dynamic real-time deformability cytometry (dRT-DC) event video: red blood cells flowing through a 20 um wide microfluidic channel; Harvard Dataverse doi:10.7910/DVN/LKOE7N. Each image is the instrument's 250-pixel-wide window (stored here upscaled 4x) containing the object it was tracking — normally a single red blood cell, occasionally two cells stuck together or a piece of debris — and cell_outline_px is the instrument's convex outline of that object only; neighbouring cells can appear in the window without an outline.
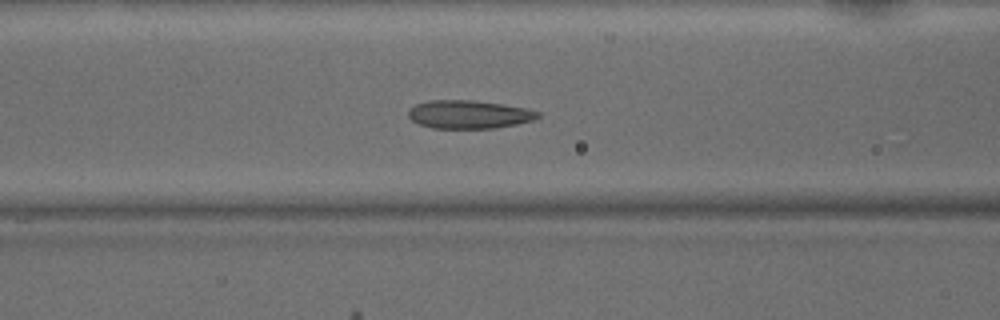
{"species": "common noctule bat (a hibernating species)", "species_latin": "Nyctalus noctula", "temperature_condition": "warm", "stored_images_in_passage": 39, "camera_frame_rate_fps": 3000, "um_per_image_px": 0.085, "animal": {"sex": "male", "body_mass_g": 15.6}, "frame": {"image": 1, "passage_image": 9, "time_ms": 2.667, "image_size_px": [1000, 320], "cell_outline_px": [[540, 116], [532, 120], [516, 124], [492, 128], [432, 128], [420, 124], [412, 120], [408, 116], [408, 108], [416, 104], [428, 100], [472, 100], [528, 108], [540, 112]], "centroid_in_image_um": [39.83, 9.72], "position_along_channel_um": 126.8, "area_um2": 21.27}}
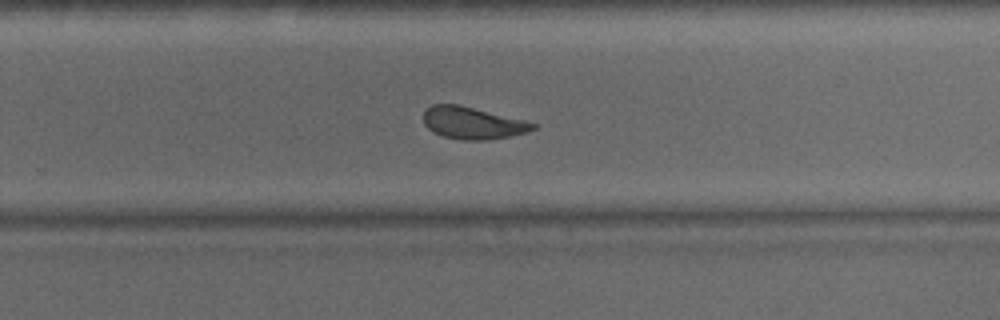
{"frame": {"image": 2, "passage_image": 21, "time_ms": 6.667, "image_size_px": [1000, 320], "cell_outline_px": [[536, 128], [528, 132], [508, 136], [484, 140], [460, 140], [444, 136], [432, 132], [424, 124], [424, 108], [432, 104], [460, 104], [524, 120], [536, 124]], "centroid_in_image_um": [40.13, 10.44], "position_along_channel_um": 289.7, "area_um2": 20.52}}
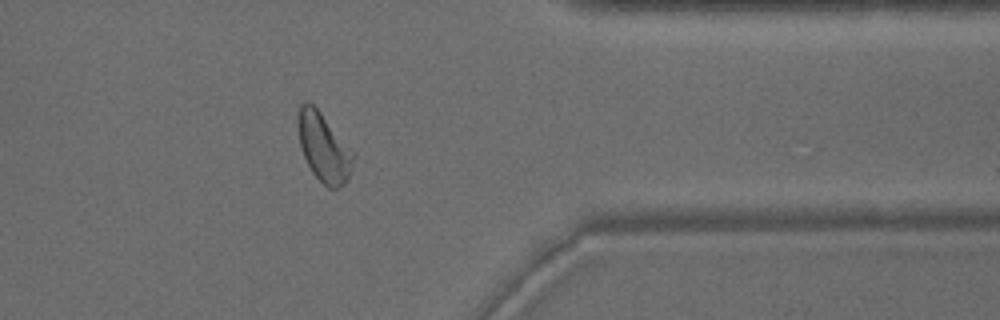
{"frame": {"image": 3, "passage_image": 29, "time_ms": 9.333, "image_size_px": [1000, 320], "cell_outline_px": [[356, 156], [348, 176], [344, 184], [336, 188], [328, 188], [312, 172], [304, 156], [300, 144], [296, 116], [300, 104], [304, 100], [308, 100], [320, 112], [356, 152]], "centroid_in_image_um": [27.52, 12.48], "position_along_channel_um": 383.9, "area_um2": 22.25}, "authors_computed_cell_mechanics": {"area_um2": 21.7906, "velocity_mm_per_s": 4.0802, "shape_relaxation_time_tau1_ms": 4.6416, "shape_relaxation_time_tau2_ms": 1.2044, "deformation_change_tau1": 0.1549, "deformation_change_tau2": 0.0679}}